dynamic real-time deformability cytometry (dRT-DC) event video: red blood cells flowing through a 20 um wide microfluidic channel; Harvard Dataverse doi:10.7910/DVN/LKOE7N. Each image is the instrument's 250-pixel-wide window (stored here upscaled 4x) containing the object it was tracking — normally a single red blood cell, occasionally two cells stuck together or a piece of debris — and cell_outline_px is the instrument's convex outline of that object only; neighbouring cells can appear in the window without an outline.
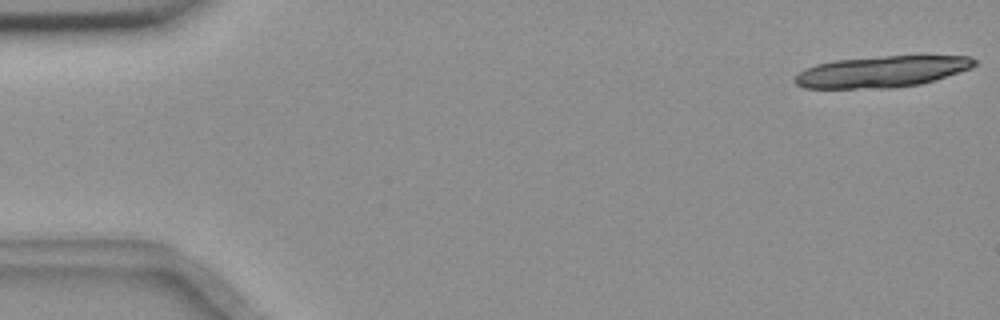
{"species": "common noctule bat (a hibernating species)", "species_latin": "Nyctalus noctula", "temperature_condition": "room temperature", "stored_images_in_passage": 23, "segment_of_instrument_passage": [1, 2], "camera_frame_rate_fps": 3000, "um_per_image_px": 0.085, "animal": {"sex": "female", "body_mass_g": 18.4}, "frame": {"image": 1, "passage_image": 1, "time_ms": 0.0, "image_size_px": [1000, 320], "cell_outline_px": [[976, 64], [972, 68], [920, 84], [896, 88], [804, 88], [796, 84], [792, 80], [804, 68], [816, 64], [836, 60], [884, 56], [968, 56], [976, 60]], "centroid_in_image_um": [74.92, 6.09], "position_along_channel_um": 10.1, "area_um2": 32.66}}